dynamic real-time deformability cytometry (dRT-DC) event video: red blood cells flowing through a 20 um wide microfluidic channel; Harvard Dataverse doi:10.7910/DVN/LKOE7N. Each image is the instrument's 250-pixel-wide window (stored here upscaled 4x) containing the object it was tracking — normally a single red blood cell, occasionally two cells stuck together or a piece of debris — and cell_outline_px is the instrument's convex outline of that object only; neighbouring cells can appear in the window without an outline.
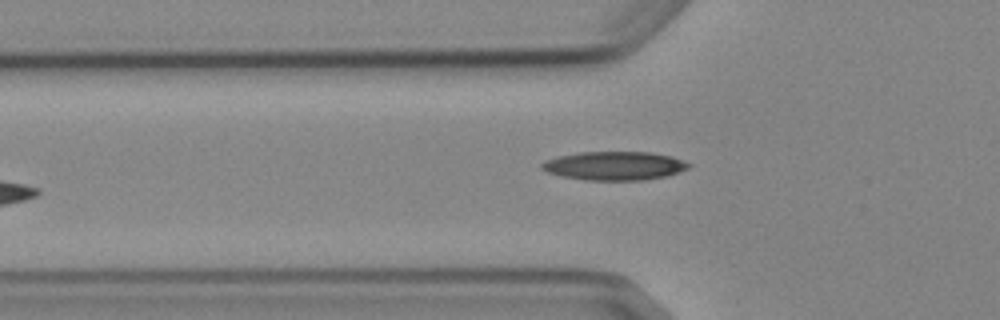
{"species": "Egyptian fruit bat (a non-hibernating species)", "species_latin": "Rousettus aegyptiacus", "temperature_condition": "cold", "stored_images_in_passage": 4, "camera_frame_rate_fps": 3000, "um_per_image_px": 0.085, "animal": {"sex": "female"}, "frame": {"image": 1, "passage_image": 4, "time_ms": 3.333, "image_size_px": [1000, 320], "cell_outline_px": [[692, 164], [688, 168], [668, 176], [644, 180], [584, 180], [560, 176], [548, 172], [540, 168], [540, 164], [544, 160], [560, 156], [580, 152], [652, 152], [672, 156]], "centroid_in_image_um": [52.22, 14.09], "position_along_channel_um": 73.6, "area_um2": 24.68}}